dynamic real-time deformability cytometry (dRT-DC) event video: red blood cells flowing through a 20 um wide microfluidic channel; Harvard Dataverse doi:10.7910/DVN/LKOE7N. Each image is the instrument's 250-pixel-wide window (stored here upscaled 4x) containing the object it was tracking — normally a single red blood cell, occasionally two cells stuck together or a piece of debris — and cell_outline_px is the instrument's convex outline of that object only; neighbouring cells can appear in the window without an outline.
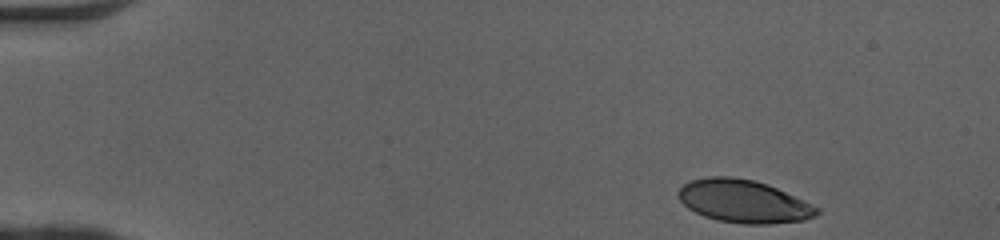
{"species": "human", "species_latin": "Homo sapiens", "temperature_condition": "cold", "stored_images_in_passage": 45, "camera_frame_rate_fps": 3000, "um_per_image_px": 0.085, "donor": {"sex": "female"}, "frame": {"image": 1, "passage_image": 1, "time_ms": 0.0, "image_size_px": [1000, 240], "cell_outline_px": [[820, 212], [816, 216], [804, 220], [772, 224], [744, 224], [716, 220], [704, 216], [688, 208], [676, 196], [680, 188], [684, 184], [692, 180], [708, 176], [732, 176], [752, 180], [768, 184], [820, 208]], "centroid_in_image_um": [63.2, 17.11], "position_along_channel_um": 21.8, "area_um2": 34.62}}
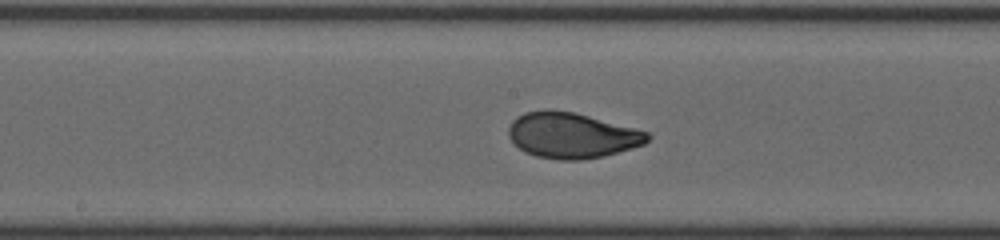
{"frame": {"image": 2, "passage_image": 22, "time_ms": 7.0, "image_size_px": [1000, 240], "cell_outline_px": [[652, 136], [644, 144], [604, 156], [580, 160], [560, 160], [536, 156], [524, 152], [508, 136], [508, 128], [512, 120], [516, 116], [524, 112], [544, 108], [548, 108], [572, 112], [588, 116], [648, 132]], "centroid_in_image_um": [48.56, 11.49], "position_along_channel_um": 199.6, "area_um2": 36.88}}
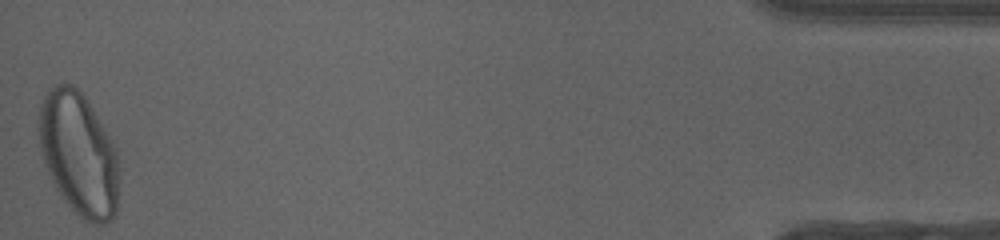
{"frame": {"image": 3, "passage_image": 45, "time_ms": 14.667, "image_size_px": [1000, 240], "cell_outline_px": [[120, 168], [116, 216], [112, 220], [104, 224], [92, 224], [84, 220], [64, 200], [56, 188], [44, 164], [40, 144], [40, 104], [48, 88], [56, 84], [72, 84], [84, 96], [92, 108], [112, 140], [116, 148]], "centroid_in_image_um": [6.73, 13.12], "position_along_channel_um": 428.5, "area_um2": 57.63}, "authors_computed_cell_mechanics": {"area_um2": 36.4718, "velocity_mm_per_s": 4.0823, "shape_relaxation_time_tau1_ms": 3.2155, "shape_relaxation_time_tau2_ms": null, "deformation_change_tau1": 0.1778, "deformation_change_tau2": null}}